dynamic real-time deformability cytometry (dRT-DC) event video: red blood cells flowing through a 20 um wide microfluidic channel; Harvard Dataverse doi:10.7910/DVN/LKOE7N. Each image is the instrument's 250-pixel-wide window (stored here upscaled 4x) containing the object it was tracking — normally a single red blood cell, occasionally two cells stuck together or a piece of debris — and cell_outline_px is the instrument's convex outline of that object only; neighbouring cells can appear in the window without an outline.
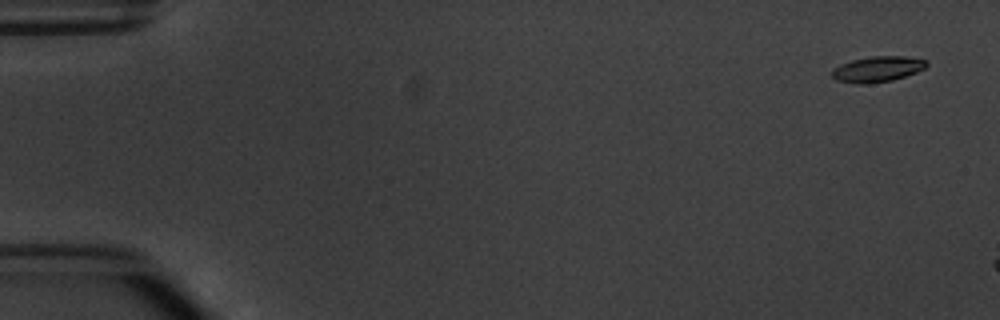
{"species": "common noctule bat (a hibernating species)", "species_latin": "Nyctalus noctula", "temperature_condition": "warm", "stored_images_in_passage": 3, "camera_frame_rate_fps": 3000, "um_per_image_px": 0.085, "animal": {"sex": "male", "body_mass_g": 20.1, "forearm_length_mm": 53.5}, "frame": {"image": 1, "passage_image": 1, "time_ms": 0.0, "image_size_px": [1000, 320], "cell_outline_px": [[928, 64], [924, 68], [916, 72], [892, 80], [872, 84], [856, 84], [836, 80], [832, 76], [832, 68], [840, 64], [852, 60], [872, 56], [904, 56], [928, 60]], "centroid_in_image_um": [74.56, 5.88], "position_along_channel_um": 10.4, "area_um2": 14.22}}